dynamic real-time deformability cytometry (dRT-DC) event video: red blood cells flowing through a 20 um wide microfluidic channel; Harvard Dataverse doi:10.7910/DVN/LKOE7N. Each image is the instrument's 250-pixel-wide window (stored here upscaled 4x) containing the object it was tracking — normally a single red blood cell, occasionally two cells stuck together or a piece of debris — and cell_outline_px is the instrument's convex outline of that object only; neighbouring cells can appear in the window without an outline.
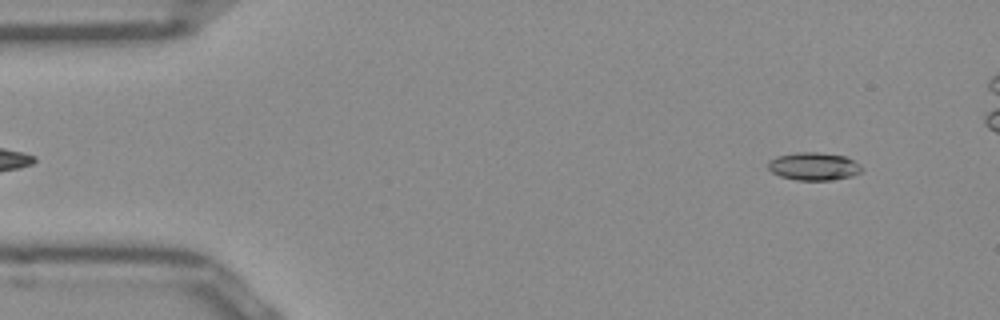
{"species": "Egyptian fruit bat (a non-hibernating species)", "species_latin": "Rousettus aegyptiacus", "temperature_condition": "room temperature", "stored_images_in_passage": 50, "camera_frame_rate_fps": 3000, "um_per_image_px": 0.085, "frame": {"image": 1, "passage_image": 5, "time_ms": 1.333, "image_size_px": [1000, 320], "cell_outline_px": [[864, 168], [860, 172], [852, 176], [832, 180], [796, 180], [780, 176], [772, 172], [768, 168], [768, 160], [776, 156], [796, 152], [816, 152], [844, 156], [852, 160]], "centroid_in_image_um": [69.14, 14.14], "position_along_channel_um": 15.9, "area_um2": 15.2}}
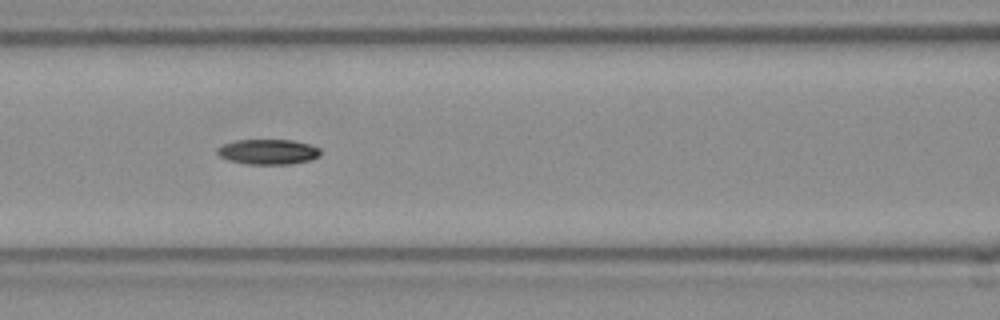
{"frame": {"image": 2, "passage_image": 22, "time_ms": 7.0, "image_size_px": [1000, 320], "cell_outline_px": [[320, 156], [308, 160], [292, 164], [244, 164], [228, 160], [220, 156], [216, 152], [216, 148], [224, 144], [236, 140], [292, 140], [308, 144], [320, 148]], "centroid_in_image_um": [22.76, 12.91], "position_along_channel_um": 143.8, "area_um2": 15.14}}
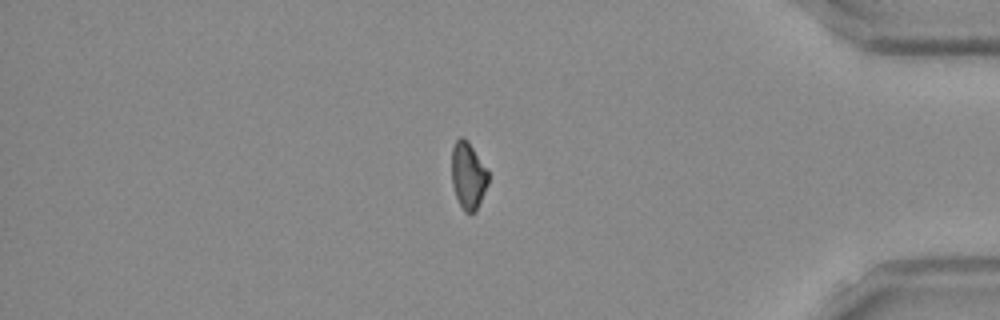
{"frame": {"image": 3, "passage_image": 44, "time_ms": 14.333, "image_size_px": [1000, 320], "cell_outline_px": [[488, 184], [476, 212], [464, 212], [456, 196], [452, 184], [452, 148], [456, 140], [460, 136], [464, 136], [468, 140], [488, 168]], "centroid_in_image_um": [39.81, 14.88], "position_along_channel_um": 395.4, "area_um2": 14.51}, "authors_computed_cell_mechanics": {"area_um2": 14.9702, "velocity_mm_per_s": 3.9003, "shape_relaxation_time_tau1_ms": 8.6264, "shape_relaxation_time_tau2_ms": null, "deformation_change_tau1": 0.2245, "deformation_change_tau2": null}}